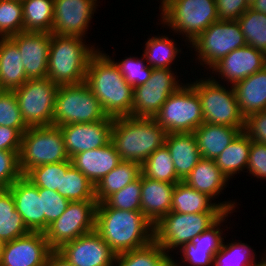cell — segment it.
<instances>
[{
    "label": "cell",
    "mask_w": 266,
    "mask_h": 266,
    "mask_svg": "<svg viewBox=\"0 0 266 266\" xmlns=\"http://www.w3.org/2000/svg\"><path fill=\"white\" fill-rule=\"evenodd\" d=\"M225 212L184 214L170 211L154 225V240L164 249L175 253L192 238L210 228ZM175 251V252H174Z\"/></svg>",
    "instance_id": "8"
},
{
    "label": "cell",
    "mask_w": 266,
    "mask_h": 266,
    "mask_svg": "<svg viewBox=\"0 0 266 266\" xmlns=\"http://www.w3.org/2000/svg\"><path fill=\"white\" fill-rule=\"evenodd\" d=\"M28 80L17 45L10 38H0V83L4 90H14Z\"/></svg>",
    "instance_id": "30"
},
{
    "label": "cell",
    "mask_w": 266,
    "mask_h": 266,
    "mask_svg": "<svg viewBox=\"0 0 266 266\" xmlns=\"http://www.w3.org/2000/svg\"><path fill=\"white\" fill-rule=\"evenodd\" d=\"M18 154L19 151L0 150V188H9L22 176Z\"/></svg>",
    "instance_id": "47"
},
{
    "label": "cell",
    "mask_w": 266,
    "mask_h": 266,
    "mask_svg": "<svg viewBox=\"0 0 266 266\" xmlns=\"http://www.w3.org/2000/svg\"><path fill=\"white\" fill-rule=\"evenodd\" d=\"M250 138L242 131L215 159L217 167L230 181L240 172H246L251 147Z\"/></svg>",
    "instance_id": "32"
},
{
    "label": "cell",
    "mask_w": 266,
    "mask_h": 266,
    "mask_svg": "<svg viewBox=\"0 0 266 266\" xmlns=\"http://www.w3.org/2000/svg\"><path fill=\"white\" fill-rule=\"evenodd\" d=\"M141 172L143 176L153 180L173 184L182 181L176 174L171 154L165 144L141 164Z\"/></svg>",
    "instance_id": "37"
},
{
    "label": "cell",
    "mask_w": 266,
    "mask_h": 266,
    "mask_svg": "<svg viewBox=\"0 0 266 266\" xmlns=\"http://www.w3.org/2000/svg\"><path fill=\"white\" fill-rule=\"evenodd\" d=\"M214 255L213 266H259L256 250L240 240L224 242ZM227 245H226V244Z\"/></svg>",
    "instance_id": "38"
},
{
    "label": "cell",
    "mask_w": 266,
    "mask_h": 266,
    "mask_svg": "<svg viewBox=\"0 0 266 266\" xmlns=\"http://www.w3.org/2000/svg\"><path fill=\"white\" fill-rule=\"evenodd\" d=\"M10 39L18 47L27 78H47L51 33L23 31Z\"/></svg>",
    "instance_id": "21"
},
{
    "label": "cell",
    "mask_w": 266,
    "mask_h": 266,
    "mask_svg": "<svg viewBox=\"0 0 266 266\" xmlns=\"http://www.w3.org/2000/svg\"><path fill=\"white\" fill-rule=\"evenodd\" d=\"M243 132L251 141L266 144V111L247 116Z\"/></svg>",
    "instance_id": "49"
},
{
    "label": "cell",
    "mask_w": 266,
    "mask_h": 266,
    "mask_svg": "<svg viewBox=\"0 0 266 266\" xmlns=\"http://www.w3.org/2000/svg\"><path fill=\"white\" fill-rule=\"evenodd\" d=\"M237 200L214 201L210 196L200 193L187 185L184 181L175 184L172 193L171 211L184 214L201 212H237Z\"/></svg>",
    "instance_id": "22"
},
{
    "label": "cell",
    "mask_w": 266,
    "mask_h": 266,
    "mask_svg": "<svg viewBox=\"0 0 266 266\" xmlns=\"http://www.w3.org/2000/svg\"><path fill=\"white\" fill-rule=\"evenodd\" d=\"M220 21H236L249 8L246 0H215Z\"/></svg>",
    "instance_id": "50"
},
{
    "label": "cell",
    "mask_w": 266,
    "mask_h": 266,
    "mask_svg": "<svg viewBox=\"0 0 266 266\" xmlns=\"http://www.w3.org/2000/svg\"><path fill=\"white\" fill-rule=\"evenodd\" d=\"M262 255H265V256L264 257L261 256L262 259H259L260 260V265L259 266H266V254L263 253Z\"/></svg>",
    "instance_id": "54"
},
{
    "label": "cell",
    "mask_w": 266,
    "mask_h": 266,
    "mask_svg": "<svg viewBox=\"0 0 266 266\" xmlns=\"http://www.w3.org/2000/svg\"><path fill=\"white\" fill-rule=\"evenodd\" d=\"M165 35H154L145 41L143 56L146 58L147 65L151 68L173 69L174 62L179 58L182 49L178 47L174 38ZM176 42V43H175ZM177 45V46H176Z\"/></svg>",
    "instance_id": "33"
},
{
    "label": "cell",
    "mask_w": 266,
    "mask_h": 266,
    "mask_svg": "<svg viewBox=\"0 0 266 266\" xmlns=\"http://www.w3.org/2000/svg\"><path fill=\"white\" fill-rule=\"evenodd\" d=\"M113 123L114 118L108 116L98 122L59 126L69 158L83 151L104 147L111 142Z\"/></svg>",
    "instance_id": "20"
},
{
    "label": "cell",
    "mask_w": 266,
    "mask_h": 266,
    "mask_svg": "<svg viewBox=\"0 0 266 266\" xmlns=\"http://www.w3.org/2000/svg\"><path fill=\"white\" fill-rule=\"evenodd\" d=\"M70 160L72 165L82 172L94 186L122 162L111 142L104 147L80 152Z\"/></svg>",
    "instance_id": "24"
},
{
    "label": "cell",
    "mask_w": 266,
    "mask_h": 266,
    "mask_svg": "<svg viewBox=\"0 0 266 266\" xmlns=\"http://www.w3.org/2000/svg\"><path fill=\"white\" fill-rule=\"evenodd\" d=\"M190 81L200 98L204 122L244 130L245 118L240 112L233 86L218 83L210 76ZM230 86V87H229Z\"/></svg>",
    "instance_id": "6"
},
{
    "label": "cell",
    "mask_w": 266,
    "mask_h": 266,
    "mask_svg": "<svg viewBox=\"0 0 266 266\" xmlns=\"http://www.w3.org/2000/svg\"><path fill=\"white\" fill-rule=\"evenodd\" d=\"M100 101L88 85H59L53 115L54 126L98 122L107 118Z\"/></svg>",
    "instance_id": "9"
},
{
    "label": "cell",
    "mask_w": 266,
    "mask_h": 266,
    "mask_svg": "<svg viewBox=\"0 0 266 266\" xmlns=\"http://www.w3.org/2000/svg\"><path fill=\"white\" fill-rule=\"evenodd\" d=\"M7 189L12 193L15 208L26 227L31 232H43V205L38 187L22 175Z\"/></svg>",
    "instance_id": "23"
},
{
    "label": "cell",
    "mask_w": 266,
    "mask_h": 266,
    "mask_svg": "<svg viewBox=\"0 0 266 266\" xmlns=\"http://www.w3.org/2000/svg\"><path fill=\"white\" fill-rule=\"evenodd\" d=\"M246 1H247L248 5L250 7L252 4L255 3L256 0H246Z\"/></svg>",
    "instance_id": "55"
},
{
    "label": "cell",
    "mask_w": 266,
    "mask_h": 266,
    "mask_svg": "<svg viewBox=\"0 0 266 266\" xmlns=\"http://www.w3.org/2000/svg\"><path fill=\"white\" fill-rule=\"evenodd\" d=\"M110 208L141 211V175L132 183L110 195L104 201Z\"/></svg>",
    "instance_id": "45"
},
{
    "label": "cell",
    "mask_w": 266,
    "mask_h": 266,
    "mask_svg": "<svg viewBox=\"0 0 266 266\" xmlns=\"http://www.w3.org/2000/svg\"><path fill=\"white\" fill-rule=\"evenodd\" d=\"M265 66L266 54L252 46L245 45L233 50L217 62L209 71L214 76L211 74L209 76L218 83L224 81V84L234 86ZM217 75L219 80L216 79Z\"/></svg>",
    "instance_id": "16"
},
{
    "label": "cell",
    "mask_w": 266,
    "mask_h": 266,
    "mask_svg": "<svg viewBox=\"0 0 266 266\" xmlns=\"http://www.w3.org/2000/svg\"><path fill=\"white\" fill-rule=\"evenodd\" d=\"M95 231L117 255L154 240V224L141 211H125L98 203Z\"/></svg>",
    "instance_id": "1"
},
{
    "label": "cell",
    "mask_w": 266,
    "mask_h": 266,
    "mask_svg": "<svg viewBox=\"0 0 266 266\" xmlns=\"http://www.w3.org/2000/svg\"><path fill=\"white\" fill-rule=\"evenodd\" d=\"M73 266H114L116 254L94 230L56 250Z\"/></svg>",
    "instance_id": "19"
},
{
    "label": "cell",
    "mask_w": 266,
    "mask_h": 266,
    "mask_svg": "<svg viewBox=\"0 0 266 266\" xmlns=\"http://www.w3.org/2000/svg\"><path fill=\"white\" fill-rule=\"evenodd\" d=\"M175 184L153 180L141 174V212L155 225L171 211Z\"/></svg>",
    "instance_id": "25"
},
{
    "label": "cell",
    "mask_w": 266,
    "mask_h": 266,
    "mask_svg": "<svg viewBox=\"0 0 266 266\" xmlns=\"http://www.w3.org/2000/svg\"><path fill=\"white\" fill-rule=\"evenodd\" d=\"M183 181L214 201L229 185V180L217 167L215 160L206 158H201Z\"/></svg>",
    "instance_id": "29"
},
{
    "label": "cell",
    "mask_w": 266,
    "mask_h": 266,
    "mask_svg": "<svg viewBox=\"0 0 266 266\" xmlns=\"http://www.w3.org/2000/svg\"><path fill=\"white\" fill-rule=\"evenodd\" d=\"M241 132L242 130L237 127L204 122L193 134L201 157L215 160Z\"/></svg>",
    "instance_id": "28"
},
{
    "label": "cell",
    "mask_w": 266,
    "mask_h": 266,
    "mask_svg": "<svg viewBox=\"0 0 266 266\" xmlns=\"http://www.w3.org/2000/svg\"><path fill=\"white\" fill-rule=\"evenodd\" d=\"M46 266H73L56 250H53L48 256Z\"/></svg>",
    "instance_id": "52"
},
{
    "label": "cell",
    "mask_w": 266,
    "mask_h": 266,
    "mask_svg": "<svg viewBox=\"0 0 266 266\" xmlns=\"http://www.w3.org/2000/svg\"><path fill=\"white\" fill-rule=\"evenodd\" d=\"M177 176L183 181L202 158L193 133H169L165 138Z\"/></svg>",
    "instance_id": "26"
},
{
    "label": "cell",
    "mask_w": 266,
    "mask_h": 266,
    "mask_svg": "<svg viewBox=\"0 0 266 266\" xmlns=\"http://www.w3.org/2000/svg\"><path fill=\"white\" fill-rule=\"evenodd\" d=\"M71 165V160L44 164L30 169L24 176L38 188L58 191L61 189L62 174H65Z\"/></svg>",
    "instance_id": "41"
},
{
    "label": "cell",
    "mask_w": 266,
    "mask_h": 266,
    "mask_svg": "<svg viewBox=\"0 0 266 266\" xmlns=\"http://www.w3.org/2000/svg\"><path fill=\"white\" fill-rule=\"evenodd\" d=\"M59 85L49 78L28 79L14 89L22 118L28 127L51 126Z\"/></svg>",
    "instance_id": "12"
},
{
    "label": "cell",
    "mask_w": 266,
    "mask_h": 266,
    "mask_svg": "<svg viewBox=\"0 0 266 266\" xmlns=\"http://www.w3.org/2000/svg\"><path fill=\"white\" fill-rule=\"evenodd\" d=\"M4 91V88L1 86V83H0V93Z\"/></svg>",
    "instance_id": "57"
},
{
    "label": "cell",
    "mask_w": 266,
    "mask_h": 266,
    "mask_svg": "<svg viewBox=\"0 0 266 266\" xmlns=\"http://www.w3.org/2000/svg\"><path fill=\"white\" fill-rule=\"evenodd\" d=\"M23 30L51 33L54 0H21Z\"/></svg>",
    "instance_id": "36"
},
{
    "label": "cell",
    "mask_w": 266,
    "mask_h": 266,
    "mask_svg": "<svg viewBox=\"0 0 266 266\" xmlns=\"http://www.w3.org/2000/svg\"><path fill=\"white\" fill-rule=\"evenodd\" d=\"M23 31L21 0H0V38H10Z\"/></svg>",
    "instance_id": "42"
},
{
    "label": "cell",
    "mask_w": 266,
    "mask_h": 266,
    "mask_svg": "<svg viewBox=\"0 0 266 266\" xmlns=\"http://www.w3.org/2000/svg\"><path fill=\"white\" fill-rule=\"evenodd\" d=\"M85 83L100 101L107 116H131L133 87L127 83L117 64L104 50L99 48L91 56Z\"/></svg>",
    "instance_id": "2"
},
{
    "label": "cell",
    "mask_w": 266,
    "mask_h": 266,
    "mask_svg": "<svg viewBox=\"0 0 266 266\" xmlns=\"http://www.w3.org/2000/svg\"><path fill=\"white\" fill-rule=\"evenodd\" d=\"M52 251L43 232H29L3 243L0 266H46Z\"/></svg>",
    "instance_id": "18"
},
{
    "label": "cell",
    "mask_w": 266,
    "mask_h": 266,
    "mask_svg": "<svg viewBox=\"0 0 266 266\" xmlns=\"http://www.w3.org/2000/svg\"><path fill=\"white\" fill-rule=\"evenodd\" d=\"M175 70L153 68L146 83L133 88L132 117L154 118L167 98L183 85Z\"/></svg>",
    "instance_id": "13"
},
{
    "label": "cell",
    "mask_w": 266,
    "mask_h": 266,
    "mask_svg": "<svg viewBox=\"0 0 266 266\" xmlns=\"http://www.w3.org/2000/svg\"><path fill=\"white\" fill-rule=\"evenodd\" d=\"M167 132L154 118L123 116L114 118L111 143L122 161L142 164L165 144Z\"/></svg>",
    "instance_id": "3"
},
{
    "label": "cell",
    "mask_w": 266,
    "mask_h": 266,
    "mask_svg": "<svg viewBox=\"0 0 266 266\" xmlns=\"http://www.w3.org/2000/svg\"><path fill=\"white\" fill-rule=\"evenodd\" d=\"M236 21L246 44L266 54V15L249 7Z\"/></svg>",
    "instance_id": "40"
},
{
    "label": "cell",
    "mask_w": 266,
    "mask_h": 266,
    "mask_svg": "<svg viewBox=\"0 0 266 266\" xmlns=\"http://www.w3.org/2000/svg\"><path fill=\"white\" fill-rule=\"evenodd\" d=\"M231 213L234 212H225L210 228L192 238L190 243L182 246L176 252L182 256L178 257L181 258L179 260L182 261V264L172 256V266H184V264L185 266L187 264V266H213L214 255L220 250L225 237L223 236L225 233L222 231L224 228L221 227H225L223 225L227 223Z\"/></svg>",
    "instance_id": "17"
},
{
    "label": "cell",
    "mask_w": 266,
    "mask_h": 266,
    "mask_svg": "<svg viewBox=\"0 0 266 266\" xmlns=\"http://www.w3.org/2000/svg\"><path fill=\"white\" fill-rule=\"evenodd\" d=\"M29 232L31 231L15 208L12 193L7 188H0V241H12Z\"/></svg>",
    "instance_id": "34"
},
{
    "label": "cell",
    "mask_w": 266,
    "mask_h": 266,
    "mask_svg": "<svg viewBox=\"0 0 266 266\" xmlns=\"http://www.w3.org/2000/svg\"><path fill=\"white\" fill-rule=\"evenodd\" d=\"M247 45L237 21L212 23L192 43L189 44L195 54L192 59L200 62L207 71L233 50ZM194 48V49H193Z\"/></svg>",
    "instance_id": "11"
},
{
    "label": "cell",
    "mask_w": 266,
    "mask_h": 266,
    "mask_svg": "<svg viewBox=\"0 0 266 266\" xmlns=\"http://www.w3.org/2000/svg\"><path fill=\"white\" fill-rule=\"evenodd\" d=\"M39 196L42 197L43 205V233L49 225L58 219L68 207L70 201L57 191L47 188H38Z\"/></svg>",
    "instance_id": "46"
},
{
    "label": "cell",
    "mask_w": 266,
    "mask_h": 266,
    "mask_svg": "<svg viewBox=\"0 0 266 266\" xmlns=\"http://www.w3.org/2000/svg\"><path fill=\"white\" fill-rule=\"evenodd\" d=\"M172 256L153 240L141 248L117 254L114 266H172Z\"/></svg>",
    "instance_id": "35"
},
{
    "label": "cell",
    "mask_w": 266,
    "mask_h": 266,
    "mask_svg": "<svg viewBox=\"0 0 266 266\" xmlns=\"http://www.w3.org/2000/svg\"><path fill=\"white\" fill-rule=\"evenodd\" d=\"M0 126L15 128L21 134L29 128L22 118L13 90L0 93Z\"/></svg>",
    "instance_id": "44"
},
{
    "label": "cell",
    "mask_w": 266,
    "mask_h": 266,
    "mask_svg": "<svg viewBox=\"0 0 266 266\" xmlns=\"http://www.w3.org/2000/svg\"><path fill=\"white\" fill-rule=\"evenodd\" d=\"M250 8L266 15V0H256Z\"/></svg>",
    "instance_id": "53"
},
{
    "label": "cell",
    "mask_w": 266,
    "mask_h": 266,
    "mask_svg": "<svg viewBox=\"0 0 266 266\" xmlns=\"http://www.w3.org/2000/svg\"><path fill=\"white\" fill-rule=\"evenodd\" d=\"M141 164L134 161H122L95 185V198L104 202L110 195L120 191L140 177Z\"/></svg>",
    "instance_id": "31"
},
{
    "label": "cell",
    "mask_w": 266,
    "mask_h": 266,
    "mask_svg": "<svg viewBox=\"0 0 266 266\" xmlns=\"http://www.w3.org/2000/svg\"><path fill=\"white\" fill-rule=\"evenodd\" d=\"M97 201L70 202L65 212L44 232L49 246L57 250L81 235L95 230Z\"/></svg>",
    "instance_id": "14"
},
{
    "label": "cell",
    "mask_w": 266,
    "mask_h": 266,
    "mask_svg": "<svg viewBox=\"0 0 266 266\" xmlns=\"http://www.w3.org/2000/svg\"><path fill=\"white\" fill-rule=\"evenodd\" d=\"M166 0H160V5L159 6H161L164 2H165Z\"/></svg>",
    "instance_id": "58"
},
{
    "label": "cell",
    "mask_w": 266,
    "mask_h": 266,
    "mask_svg": "<svg viewBox=\"0 0 266 266\" xmlns=\"http://www.w3.org/2000/svg\"><path fill=\"white\" fill-rule=\"evenodd\" d=\"M233 87L244 118L256 112L266 111V66Z\"/></svg>",
    "instance_id": "27"
},
{
    "label": "cell",
    "mask_w": 266,
    "mask_h": 266,
    "mask_svg": "<svg viewBox=\"0 0 266 266\" xmlns=\"http://www.w3.org/2000/svg\"><path fill=\"white\" fill-rule=\"evenodd\" d=\"M154 120L169 133H193L204 123L198 93L189 83H184L172 93L154 116Z\"/></svg>",
    "instance_id": "10"
},
{
    "label": "cell",
    "mask_w": 266,
    "mask_h": 266,
    "mask_svg": "<svg viewBox=\"0 0 266 266\" xmlns=\"http://www.w3.org/2000/svg\"><path fill=\"white\" fill-rule=\"evenodd\" d=\"M159 10L158 25L171 29L178 38L185 37L186 45L219 20L215 0H166Z\"/></svg>",
    "instance_id": "5"
},
{
    "label": "cell",
    "mask_w": 266,
    "mask_h": 266,
    "mask_svg": "<svg viewBox=\"0 0 266 266\" xmlns=\"http://www.w3.org/2000/svg\"><path fill=\"white\" fill-rule=\"evenodd\" d=\"M246 170L249 175L266 180V144L251 142Z\"/></svg>",
    "instance_id": "48"
},
{
    "label": "cell",
    "mask_w": 266,
    "mask_h": 266,
    "mask_svg": "<svg viewBox=\"0 0 266 266\" xmlns=\"http://www.w3.org/2000/svg\"><path fill=\"white\" fill-rule=\"evenodd\" d=\"M22 134L15 128L0 126V150L20 151Z\"/></svg>",
    "instance_id": "51"
},
{
    "label": "cell",
    "mask_w": 266,
    "mask_h": 266,
    "mask_svg": "<svg viewBox=\"0 0 266 266\" xmlns=\"http://www.w3.org/2000/svg\"><path fill=\"white\" fill-rule=\"evenodd\" d=\"M19 168L22 175L30 169L70 160L59 126L29 127L22 134Z\"/></svg>",
    "instance_id": "7"
},
{
    "label": "cell",
    "mask_w": 266,
    "mask_h": 266,
    "mask_svg": "<svg viewBox=\"0 0 266 266\" xmlns=\"http://www.w3.org/2000/svg\"><path fill=\"white\" fill-rule=\"evenodd\" d=\"M120 69L121 74L127 81V83L133 88L143 85L150 78L153 68L147 65L146 58L141 55V57L130 56L124 59L115 61ZM142 58V59H141Z\"/></svg>",
    "instance_id": "43"
},
{
    "label": "cell",
    "mask_w": 266,
    "mask_h": 266,
    "mask_svg": "<svg viewBox=\"0 0 266 266\" xmlns=\"http://www.w3.org/2000/svg\"><path fill=\"white\" fill-rule=\"evenodd\" d=\"M86 44L81 37L51 33L47 78L57 85L85 82L89 60L99 49Z\"/></svg>",
    "instance_id": "4"
},
{
    "label": "cell",
    "mask_w": 266,
    "mask_h": 266,
    "mask_svg": "<svg viewBox=\"0 0 266 266\" xmlns=\"http://www.w3.org/2000/svg\"><path fill=\"white\" fill-rule=\"evenodd\" d=\"M98 0H54L52 34L87 38Z\"/></svg>",
    "instance_id": "15"
},
{
    "label": "cell",
    "mask_w": 266,
    "mask_h": 266,
    "mask_svg": "<svg viewBox=\"0 0 266 266\" xmlns=\"http://www.w3.org/2000/svg\"><path fill=\"white\" fill-rule=\"evenodd\" d=\"M3 243L0 241V259H1V250H2Z\"/></svg>",
    "instance_id": "56"
},
{
    "label": "cell",
    "mask_w": 266,
    "mask_h": 266,
    "mask_svg": "<svg viewBox=\"0 0 266 266\" xmlns=\"http://www.w3.org/2000/svg\"><path fill=\"white\" fill-rule=\"evenodd\" d=\"M57 192L70 202L96 201L95 186L73 165L67 169L65 174H62L61 189Z\"/></svg>",
    "instance_id": "39"
}]
</instances>
